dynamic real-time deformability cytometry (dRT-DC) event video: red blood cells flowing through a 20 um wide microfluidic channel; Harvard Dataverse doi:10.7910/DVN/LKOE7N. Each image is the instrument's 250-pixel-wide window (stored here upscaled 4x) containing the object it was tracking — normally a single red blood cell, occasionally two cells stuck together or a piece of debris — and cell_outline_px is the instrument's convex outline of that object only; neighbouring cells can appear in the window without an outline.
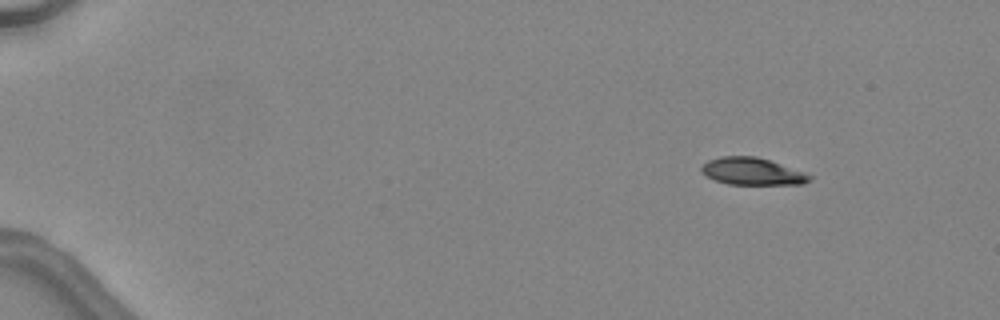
{"species": "common noctule bat (a hibernating species)", "species_latin": "Nyctalus noctula", "temperature_condition": "warm", "stored_images_in_passage": 42, "camera_frame_rate_fps": 3000, "um_per_image_px": 0.085, "animal": {"sex": "female", "body_mass_g": 24.6, "forearm_length_mm": 56.2}, "frame": {"image": 1, "passage_image": 1, "time_ms": 0.0, "image_size_px": [1000, 320], "cell_outline_px": [[812, 180], [804, 184], [728, 184], [704, 176], [700, 172], [700, 168], [708, 160], [720, 156], [756, 156], [804, 172], [812, 176]], "centroid_in_image_um": [63.91, 14.57], "position_along_channel_um": 21.1, "area_um2": 17.11}}
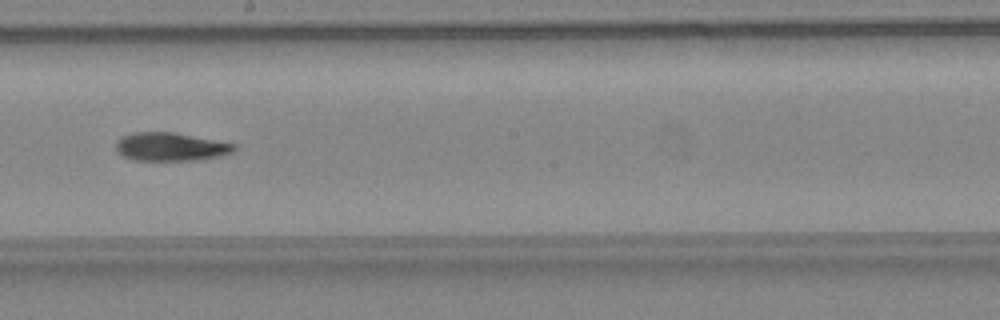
{"frame": {"image": 2, "passage_image": 24, "time_ms": 7.667, "image_size_px": [1000, 320], "cell_outline_px": [[236, 148], [232, 152], [220, 156], [200, 160], [136, 160], [124, 156], [116, 152], [116, 140], [120, 136], [132, 132], [172, 132], [236, 144]], "centroid_in_image_um": [14.46, 12.47], "position_along_channel_um": 233.7, "area_um2": 19.54}}
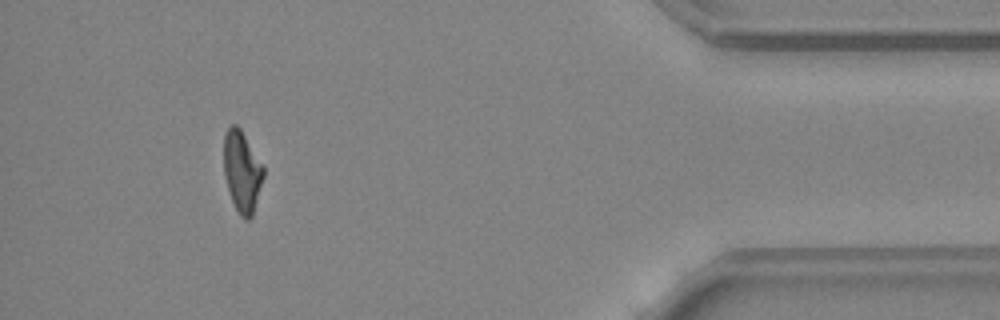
{"frame": {"image": 3, "passage_image": 39, "time_ms": 12.667, "image_size_px": [1000, 320], "cell_outline_px": [[264, 176], [252, 216], [248, 220], [244, 220], [240, 216], [232, 200], [224, 176], [224, 132], [232, 124], [236, 124], [240, 128], [264, 164]], "centroid_in_image_um": [20.58, 14.55], "position_along_channel_um": 414.6, "area_um2": 18.9}, "authors_computed_cell_mechanics": {"area_um2": 19.5364, "velocity_mm_per_s": 4.5661, "shape_relaxation_time_tau1_ms": 7.4353, "shape_relaxation_time_tau2_ms": 4.2152, "deformation_change_tau1": 0.235, "deformation_change_tau2": 0.1298}}